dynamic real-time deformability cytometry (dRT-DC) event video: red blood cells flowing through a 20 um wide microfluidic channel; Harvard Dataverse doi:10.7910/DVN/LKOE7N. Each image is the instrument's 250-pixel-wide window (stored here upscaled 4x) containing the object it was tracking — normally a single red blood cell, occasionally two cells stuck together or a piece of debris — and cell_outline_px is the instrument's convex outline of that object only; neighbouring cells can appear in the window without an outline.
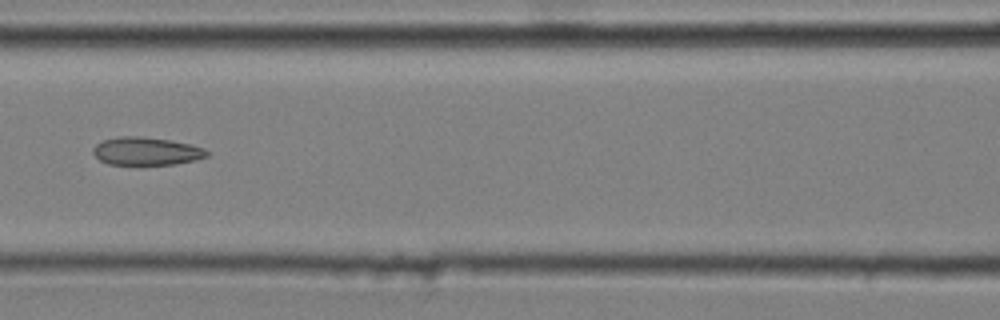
{"species": "common noctule bat (a hibernating species)", "species_latin": "Nyctalus noctula", "temperature_condition": "cold", "stored_images_in_passage": 13, "camera_frame_rate_fps": 3000, "um_per_image_px": 0.085, "animal": {"sex": "male", "body_mass_g": 20.4}, "frame": {"image": 1, "passage_image": 6, "time_ms": 1.667, "image_size_px": [1000, 320], "cell_outline_px": [[212, 152], [208, 156], [196, 160], [176, 164], [144, 168], [108, 164], [100, 160], [92, 152], [92, 148], [96, 144], [104, 140], [120, 136], [144, 136], [172, 140], [192, 144], [204, 148]], "centroid_in_image_um": [12.48, 12.9], "position_along_channel_um": 154.1, "area_um2": 19.77}}
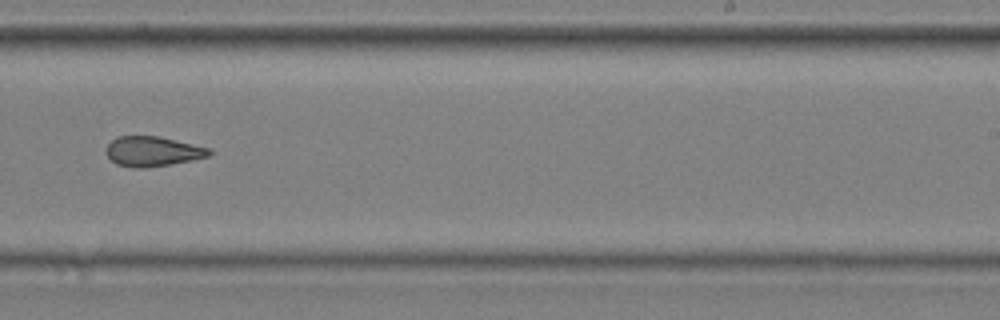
{"frame": {"image": 2, "passage_image": 9, "time_ms": 2.667, "image_size_px": [1000, 320], "cell_outline_px": [[212, 152], [208, 156], [192, 160], [144, 168], [132, 168], [116, 164], [104, 152], [108, 144], [116, 136], [160, 136], [208, 148]], "centroid_in_image_um": [12.92, 12.86], "position_along_channel_um": 276.1, "area_um2": 17.86}}
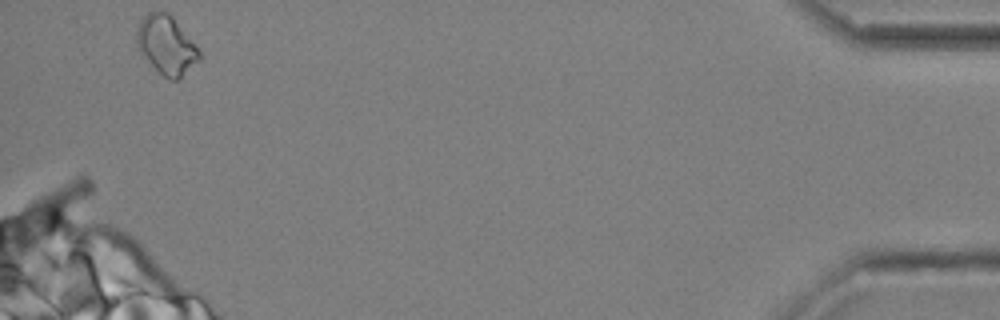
{"frame": {"image": 3, "passage_image": 13, "time_ms": 4.0, "image_size_px": [1000, 320], "cell_outline_px": [[200, 60], [176, 80], [172, 80], [164, 76], [144, 56], [136, 44], [136, 32], [140, 20], [148, 12], [168, 12], [172, 16], [200, 52]], "centroid_in_image_um": [14.12, 3.81], "position_along_channel_um": 421.1, "area_um2": 20.69}}